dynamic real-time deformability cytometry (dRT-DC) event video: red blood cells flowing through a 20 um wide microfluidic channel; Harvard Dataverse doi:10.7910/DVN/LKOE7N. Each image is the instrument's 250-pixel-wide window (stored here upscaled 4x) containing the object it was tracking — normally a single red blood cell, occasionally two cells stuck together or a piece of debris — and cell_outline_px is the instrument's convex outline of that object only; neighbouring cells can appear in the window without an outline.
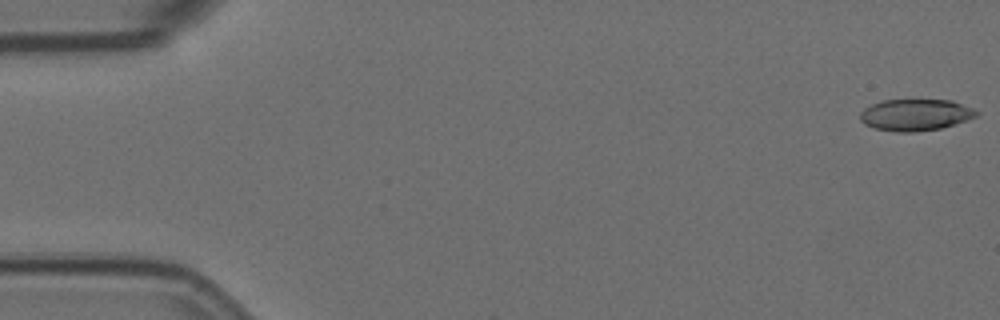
{"species": "Egyptian fruit bat (a non-hibernating species)", "species_latin": "Rousettus aegyptiacus", "temperature_condition": "room temperature", "stored_images_in_passage": 5, "camera_frame_rate_fps": 3000, "um_per_image_px": 0.085, "animal": {"sex": "female"}, "frame": {"image": 1, "passage_image": 1, "time_ms": 0.0, "image_size_px": [1000, 320], "cell_outline_px": [[980, 112], [976, 116], [940, 128], [916, 132], [896, 132], [876, 128], [864, 124], [860, 120], [860, 112], [864, 108], [880, 100], [952, 100], [972, 108]], "centroid_in_image_um": [77.77, 9.75], "position_along_channel_um": 7.2, "area_um2": 21.27}}
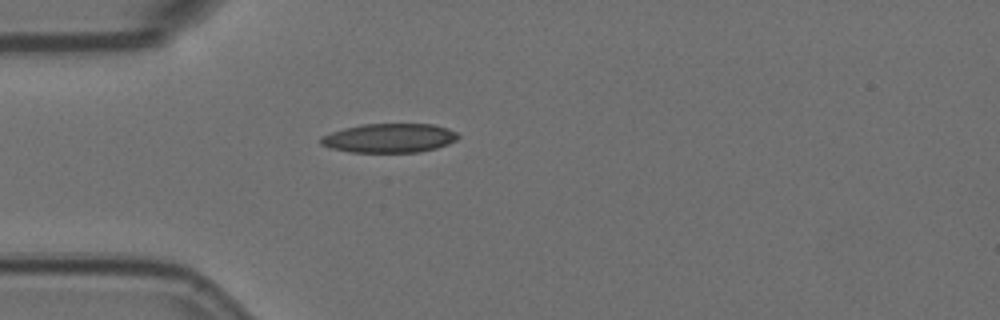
{"frame": {"image": 2, "passage_image": 5, "time_ms": 1.333, "image_size_px": [1000, 320], "cell_outline_px": [[460, 136], [456, 140], [448, 144], [436, 148], [420, 152], [348, 152], [328, 148], [320, 144], [320, 136], [344, 128], [364, 124], [432, 124], [448, 128], [456, 132]], "centroid_in_image_um": [33.08, 11.74], "position_along_channel_um": 51.9, "area_um2": 23.41}}